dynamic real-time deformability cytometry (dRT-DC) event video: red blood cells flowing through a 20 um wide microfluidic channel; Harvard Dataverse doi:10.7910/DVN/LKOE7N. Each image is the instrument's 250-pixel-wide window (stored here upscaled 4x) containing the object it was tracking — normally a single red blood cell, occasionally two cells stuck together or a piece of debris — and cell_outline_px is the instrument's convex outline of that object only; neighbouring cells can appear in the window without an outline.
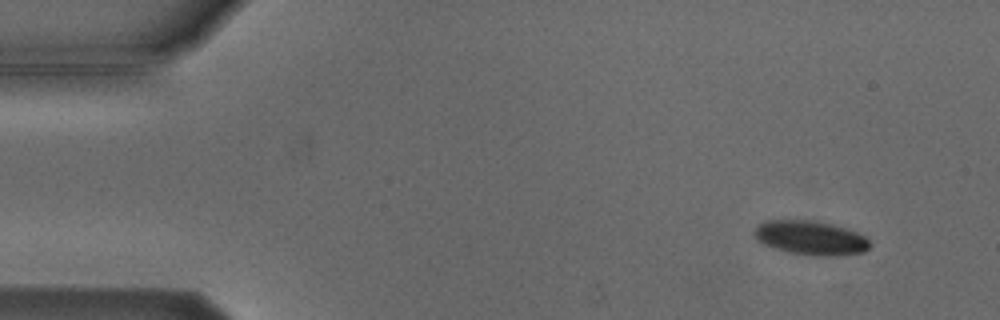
{"species": "Egyptian fruit bat (a non-hibernating species)", "species_latin": "Rousettus aegyptiacus", "temperature_condition": "cold", "stored_images_in_passage": 6, "camera_frame_rate_fps": 3000, "um_per_image_px": 0.085, "animal": {"sex": "male"}, "frame": {"image": 1, "passage_image": 2, "time_ms": 1.333, "image_size_px": [1000, 320], "cell_outline_px": [[872, 244], [864, 252], [836, 256], [812, 256], [788, 252], [772, 248], [756, 240], [752, 232], [760, 224], [768, 220], [812, 220], [832, 224], [856, 232], [864, 236]], "centroid_in_image_um": [68.88, 20.23], "position_along_channel_um": 16.1, "area_um2": 23.12}}
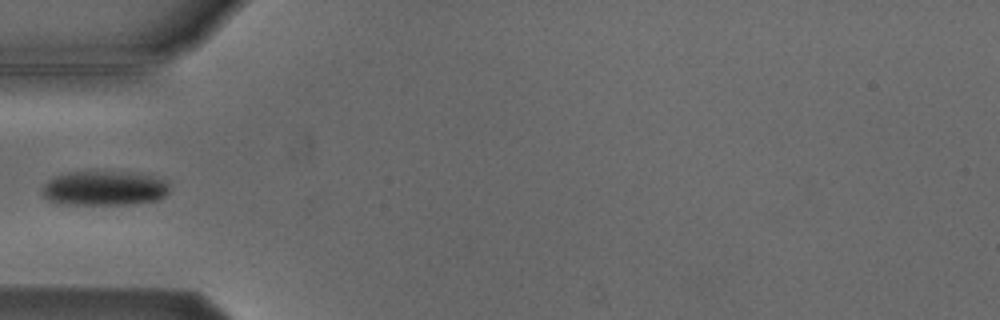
{"frame": {"image": 2, "passage_image": 5, "time_ms": 5.667, "image_size_px": [1000, 320], "cell_outline_px": [[168, 192], [160, 200], [132, 204], [56, 204], [48, 200], [40, 192], [44, 184], [48, 180], [56, 176], [68, 172], [88, 168], [128, 172], [156, 176], [168, 180]], "centroid_in_image_um": [8.85, 15.96], "position_along_channel_um": 76.2, "area_um2": 26.82}}
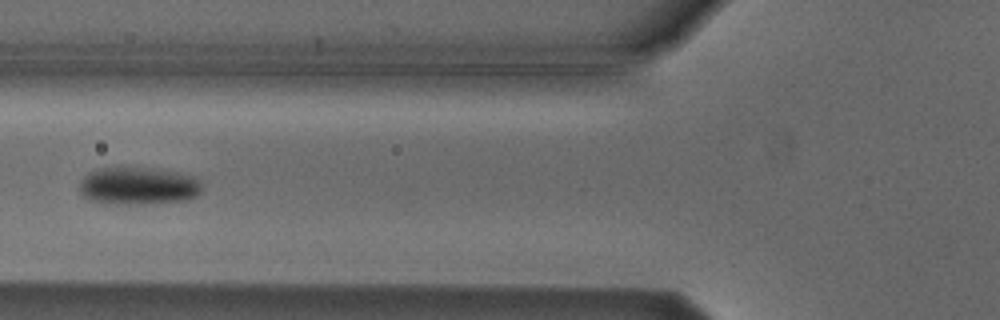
{"frame": {"image": 3, "passage_image": 6, "time_ms": 6.667, "image_size_px": [1000, 320], "cell_outline_px": [[200, 192], [196, 196], [188, 200], [140, 204], [120, 204], [88, 200], [80, 192], [80, 184], [84, 176], [88, 172], [96, 168], [124, 164], [180, 172], [196, 176], [200, 180]], "centroid_in_image_um": [11.74, 15.75], "position_along_channel_um": 114.1, "area_um2": 27.74}}